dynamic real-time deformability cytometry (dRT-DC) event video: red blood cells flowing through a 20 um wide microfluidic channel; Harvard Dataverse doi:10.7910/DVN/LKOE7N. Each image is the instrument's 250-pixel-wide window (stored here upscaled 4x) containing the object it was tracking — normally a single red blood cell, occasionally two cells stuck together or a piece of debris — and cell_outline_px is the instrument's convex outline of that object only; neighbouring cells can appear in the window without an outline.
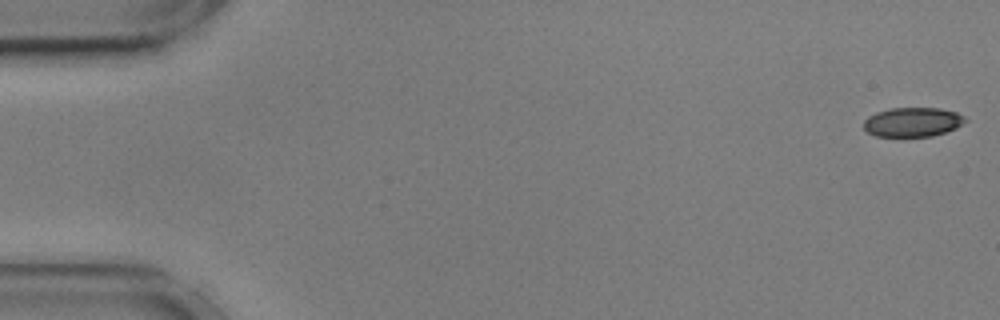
{"species": "common noctule bat (a hibernating species)", "species_latin": "Nyctalus noctula", "temperature_condition": "cold", "stored_images_in_passage": 55, "camera_frame_rate_fps": 3000, "um_per_image_px": 0.085, "animal": {"sex": "male", "body_mass_g": 17.9, "forearm_length_mm": 54.2}, "frame": {"image": 1, "passage_image": 1, "time_ms": 0.0, "image_size_px": [1000, 320], "cell_outline_px": [[968, 120], [956, 128], [932, 136], [876, 136], [868, 132], [864, 128], [864, 120], [868, 116], [876, 112], [892, 108], [940, 108], [956, 112], [964, 116]], "centroid_in_image_um": [77.58, 10.37], "position_along_channel_um": 7.4, "area_um2": 17.28}}
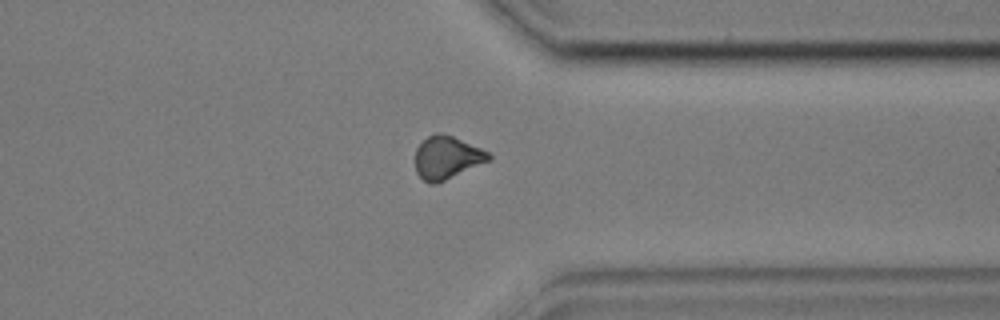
{"frame": {"image": 2, "passage_image": 43, "time_ms": 14.0, "image_size_px": [1000, 320], "cell_outline_px": [[492, 160], [436, 184], [428, 184], [416, 172], [416, 148], [428, 136], [436, 132], [440, 132], [452, 136], [480, 148], [488, 152], [492, 156]], "centroid_in_image_um": [38.0, 13.4], "position_along_channel_um": 373.4, "area_um2": 18.32}}
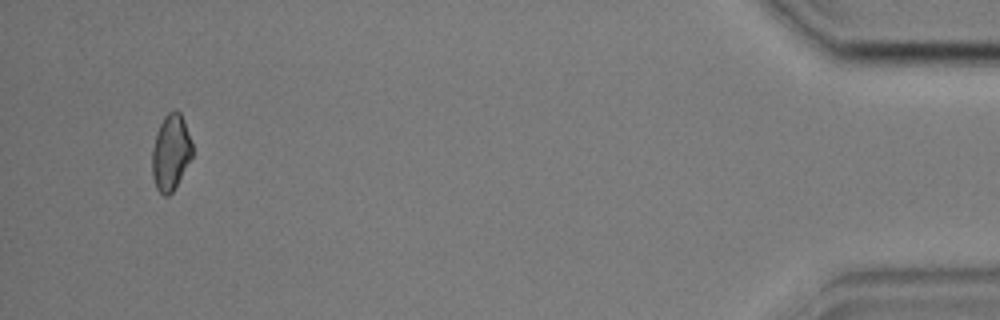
{"frame": {"image": 3, "passage_image": 53, "time_ms": 17.333, "image_size_px": [1000, 320], "cell_outline_px": [[192, 156], [172, 192], [168, 196], [164, 196], [156, 188], [152, 176], [152, 148], [156, 132], [164, 116], [172, 108], [176, 108], [180, 112], [184, 120], [192, 144]], "centroid_in_image_um": [14.5, 12.91], "position_along_channel_um": 420.7, "area_um2": 17.8}, "authors_computed_cell_mechanics": {"area_um2": 18.785, "velocity_mm_per_s": 3.605, "shape_relaxation_time_tau1_ms": null, "shape_relaxation_time_tau2_ms": 3.6687, "deformation_change_tau1": null, "deformation_change_tau2": 0.0869}}